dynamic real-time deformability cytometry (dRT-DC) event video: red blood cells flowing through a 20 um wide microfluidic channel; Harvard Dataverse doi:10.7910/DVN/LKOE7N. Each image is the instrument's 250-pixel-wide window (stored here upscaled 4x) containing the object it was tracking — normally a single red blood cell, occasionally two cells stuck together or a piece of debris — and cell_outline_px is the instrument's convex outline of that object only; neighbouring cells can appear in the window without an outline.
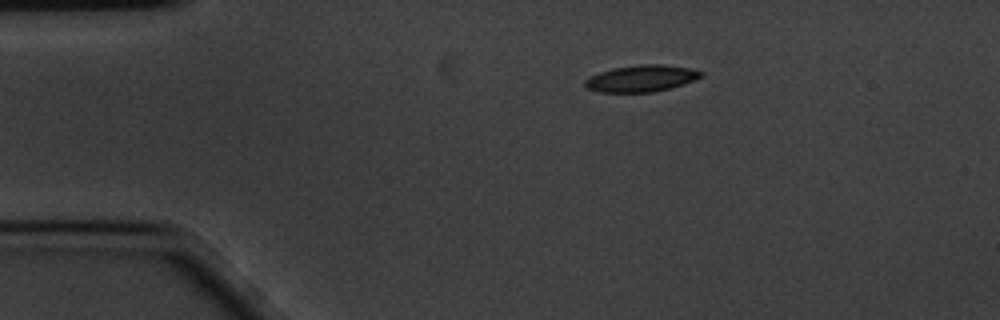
{"species": "common noctule bat (a hibernating species)", "species_latin": "Nyctalus noctula", "temperature_condition": "cold", "stored_images_in_passage": 3, "camera_frame_rate_fps": 3000, "um_per_image_px": 0.085, "animal": {"sex": "male", "body_mass_g": 20.1, "forearm_length_mm": 53.5}, "frame": {"image": 1, "passage_image": 1, "time_ms": 0.0, "image_size_px": [1000, 320], "cell_outline_px": [[704, 76], [696, 80], [684, 84], [652, 92], [600, 92], [588, 88], [584, 84], [584, 80], [588, 76], [612, 68], [640, 64], [660, 64], [688, 68], [704, 72]], "centroid_in_image_um": [54.51, 6.66], "position_along_channel_um": 30.5, "area_um2": 18.03}}